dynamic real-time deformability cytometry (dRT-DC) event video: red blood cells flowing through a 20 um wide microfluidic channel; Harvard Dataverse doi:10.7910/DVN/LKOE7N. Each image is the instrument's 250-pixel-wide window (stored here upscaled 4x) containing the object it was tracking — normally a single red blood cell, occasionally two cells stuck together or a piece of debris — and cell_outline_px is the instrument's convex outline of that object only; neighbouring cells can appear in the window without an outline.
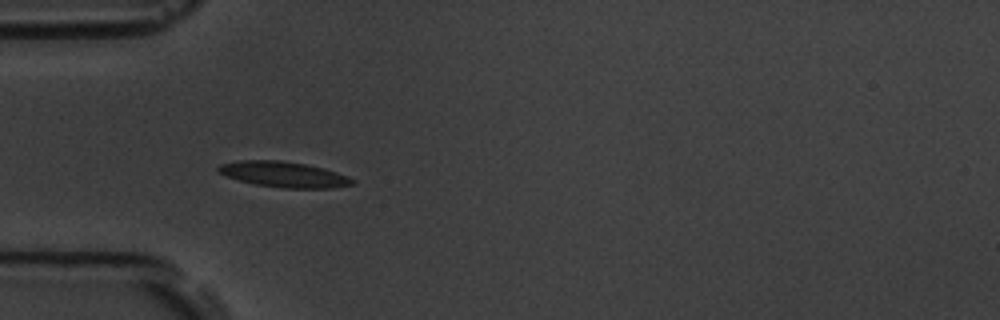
{"species": "common noctule bat (a hibernating species)", "species_latin": "Nyctalus noctula", "temperature_condition": "room temperature", "stored_images_in_passage": 9, "camera_frame_rate_fps": 3000, "um_per_image_px": 0.085, "animal": {"sex": "male", "body_mass_g": 19.5, "forearm_length_mm": 54.6}, "frame": {"image": 1, "passage_image": 6, "time_ms": 5.667, "image_size_px": [1000, 320], "cell_outline_px": [[356, 184], [332, 188], [284, 188], [256, 184], [240, 180], [216, 172], [216, 168], [220, 164], [240, 160], [280, 160], [304, 164], [324, 168], [348, 176], [356, 180]], "centroid_in_image_um": [24.15, 14.82], "position_along_channel_um": 60.9, "area_um2": 20.0}}
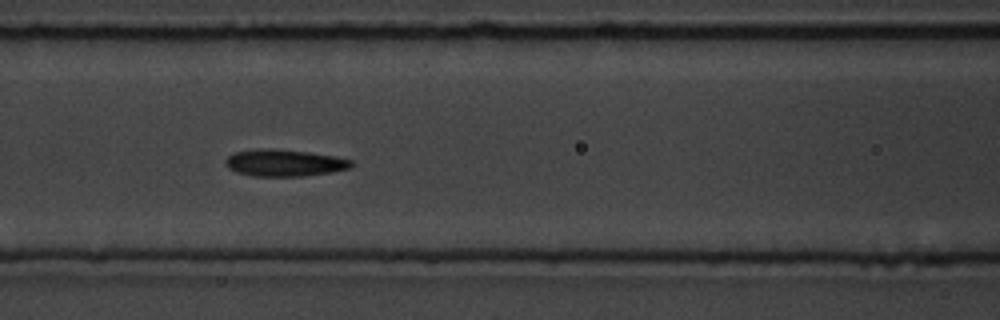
{"frame": {"image": 2, "passage_image": 8, "time_ms": 8.0, "image_size_px": [1000, 320], "cell_outline_px": [[356, 164], [352, 168], [332, 172], [300, 176], [252, 176], [236, 172], [228, 168], [224, 160], [232, 152], [256, 148], [272, 148], [308, 152], [336, 156], [352, 160]], "centroid_in_image_um": [24.18, 13.83], "position_along_channel_um": 142.4, "area_um2": 20.06}}
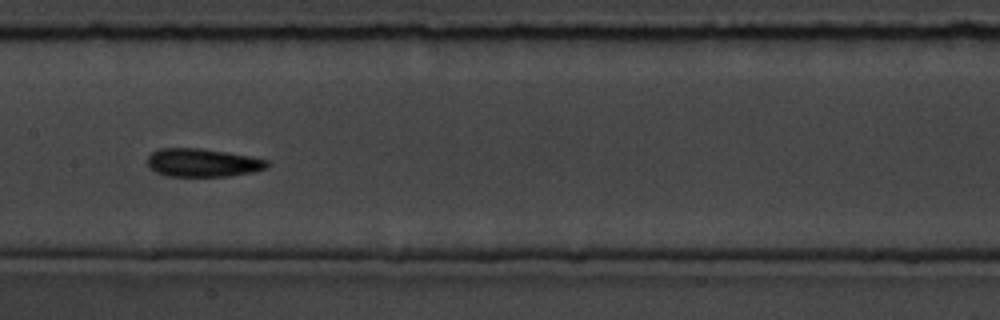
{"frame": {"image": 3, "passage_image": 9, "time_ms": 9.333, "image_size_px": [1000, 320], "cell_outline_px": [[272, 164], [268, 168], [252, 172], [228, 176], [164, 176], [156, 172], [148, 164], [148, 156], [152, 152], [160, 148], [200, 148], [248, 156], [268, 160]], "centroid_in_image_um": [17.25, 13.83], "position_along_channel_um": 190.2, "area_um2": 19.65}}